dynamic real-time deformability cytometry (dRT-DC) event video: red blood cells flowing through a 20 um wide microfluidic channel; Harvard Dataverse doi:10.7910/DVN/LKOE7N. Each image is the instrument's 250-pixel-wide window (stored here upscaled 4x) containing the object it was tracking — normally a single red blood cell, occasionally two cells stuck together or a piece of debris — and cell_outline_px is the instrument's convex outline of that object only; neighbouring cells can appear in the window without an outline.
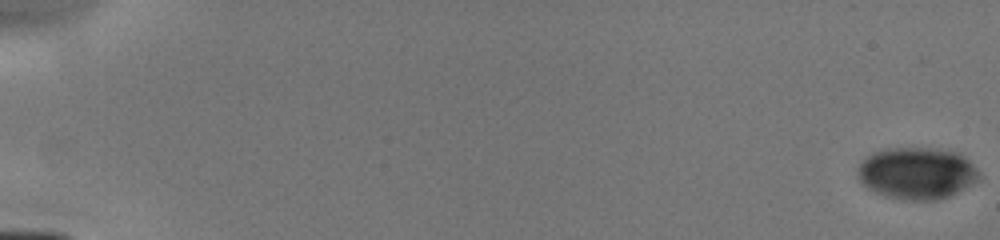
{"species": "human", "species_latin": "Homo sapiens", "temperature_condition": "cold", "stored_images_in_passage": 10, "camera_frame_rate_fps": 3000, "um_per_image_px": 0.085, "donor": {"sex": "male"}, "frame": {"image": 1, "passage_image": 1, "time_ms": 0.0, "image_size_px": [1000, 240], "cell_outline_px": [[980, 180], [948, 196], [936, 200], [904, 200], [884, 196], [868, 188], [860, 180], [860, 164], [872, 152], [888, 148], [932, 148], [956, 152], [964, 156], [980, 172]], "centroid_in_image_um": [77.97, 14.72], "position_along_channel_um": 7.0, "area_um2": 36.36}}
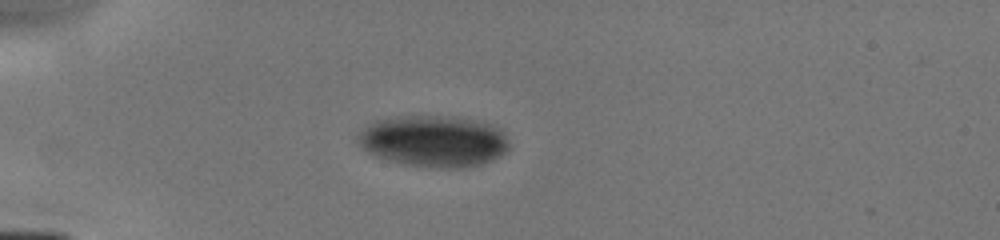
{"frame": {"image": 2, "passage_image": 6, "time_ms": 5.0, "image_size_px": [1000, 240], "cell_outline_px": [[508, 148], [500, 156], [492, 160], [480, 164], [460, 168], [440, 168], [404, 164], [388, 160], [376, 156], [368, 152], [356, 140], [356, 136], [364, 128], [376, 120], [396, 116], [460, 116], [492, 124], [504, 128], [508, 140]], "centroid_in_image_um": [36.9, 11.98], "position_along_channel_um": 48.1, "area_um2": 45.78}}
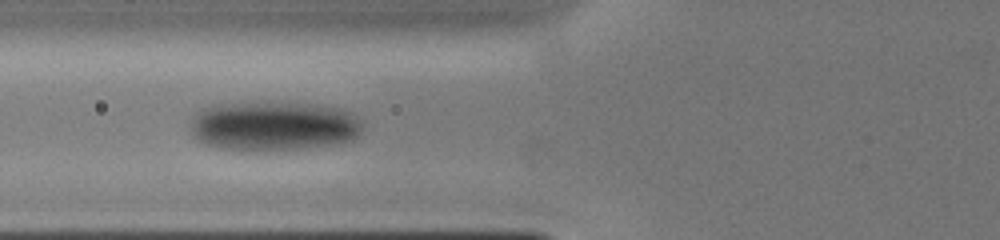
{"frame": {"image": 3, "passage_image": 8, "time_ms": 7.0, "image_size_px": [1000, 240], "cell_outline_px": [[364, 124], [360, 132], [352, 140], [336, 144], [300, 148], [256, 152], [224, 148], [208, 144], [192, 136], [192, 124], [196, 112], [204, 108], [216, 104], [272, 100], [316, 104], [340, 108], [352, 112], [364, 120]], "centroid_in_image_um": [23.32, 10.67], "position_along_channel_um": 102.5, "area_um2": 50.75}}